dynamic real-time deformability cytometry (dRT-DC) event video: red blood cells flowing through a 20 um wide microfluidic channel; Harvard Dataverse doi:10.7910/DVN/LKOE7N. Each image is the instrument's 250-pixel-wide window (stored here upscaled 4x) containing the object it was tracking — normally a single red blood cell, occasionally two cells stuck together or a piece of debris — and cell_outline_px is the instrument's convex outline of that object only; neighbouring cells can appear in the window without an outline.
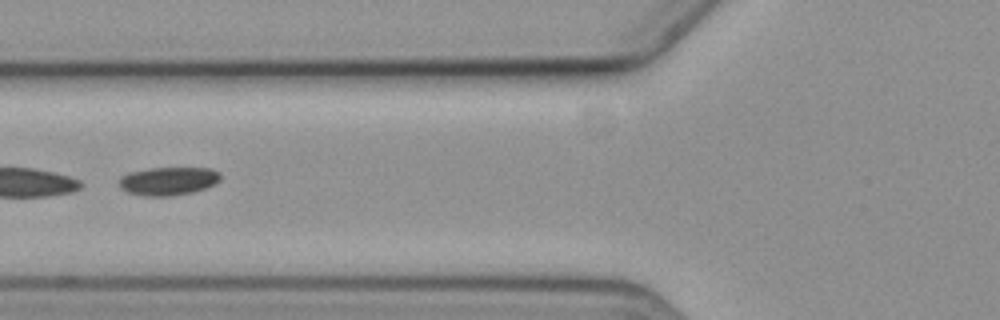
{"species": "common noctule bat (a hibernating species)", "species_latin": "Nyctalus noctula", "temperature_condition": "cold", "stored_images_in_passage": 3, "camera_frame_rate_fps": 3000, "um_per_image_px": 0.085, "animal": {"sex": "female", "body_mass_g": 19.3, "forearm_length_mm": 54.1}, "frame": {"image": 1, "passage_image": 3, "time_ms": 3.0, "image_size_px": [1000, 320], "cell_outline_px": [[220, 180], [216, 184], [192, 192], [172, 196], [144, 196], [128, 192], [120, 188], [116, 184], [120, 176], [128, 172], [152, 168], [212, 168], [220, 172]], "centroid_in_image_um": [14.27, 15.39], "position_along_channel_um": 111.5, "area_um2": 16.94}}